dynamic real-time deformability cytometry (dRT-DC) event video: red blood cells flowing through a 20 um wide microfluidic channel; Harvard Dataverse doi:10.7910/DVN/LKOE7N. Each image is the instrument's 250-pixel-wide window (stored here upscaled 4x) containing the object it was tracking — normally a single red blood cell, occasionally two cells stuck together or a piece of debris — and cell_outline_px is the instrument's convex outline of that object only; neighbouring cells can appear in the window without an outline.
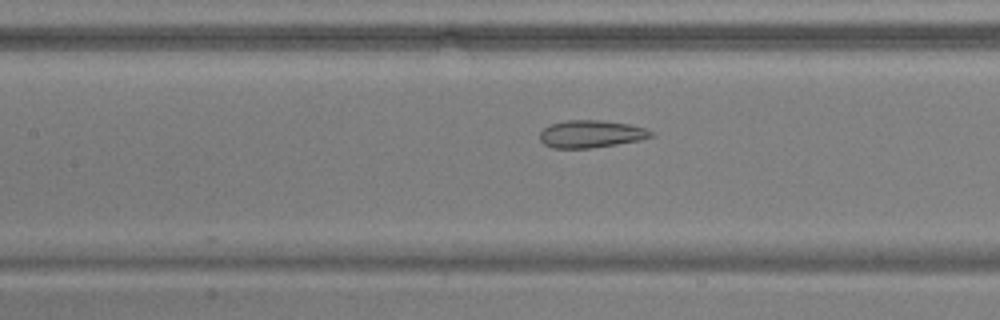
{"species": "common noctule bat (a hibernating species)", "species_latin": "Nyctalus noctula", "temperature_condition": "warm", "stored_images_in_passage": 41, "camera_frame_rate_fps": 3000, "um_per_image_px": 0.085, "animal": {"sex": "male", "body_mass_g": 17.9, "forearm_length_mm": 54.2}, "frame": {"image": 1, "passage_image": 12, "time_ms": 3.667, "image_size_px": [1000, 320], "cell_outline_px": [[652, 136], [640, 140], [592, 148], [552, 148], [544, 144], [540, 140], [540, 132], [548, 124], [564, 120], [600, 120], [628, 124], [644, 128], [652, 132]], "centroid_in_image_um": [50.18, 11.38], "position_along_channel_um": 157.2, "area_um2": 17.74}}
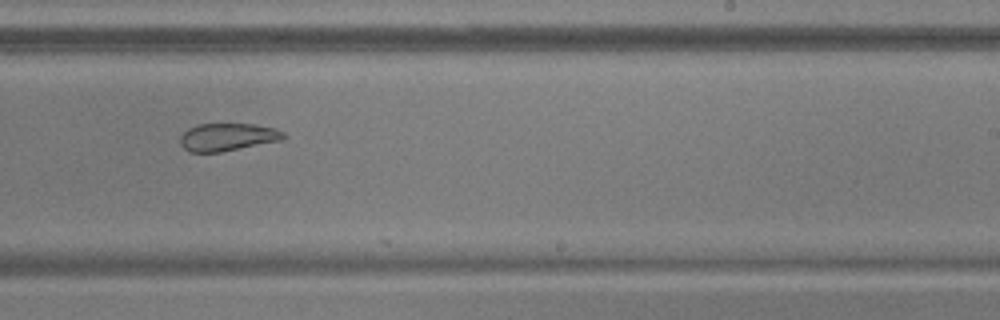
{"frame": {"image": 2, "passage_image": 21, "time_ms": 6.667, "image_size_px": [1000, 320], "cell_outline_px": [[288, 136], [280, 140], [220, 152], [188, 152], [180, 144], [180, 136], [188, 128], [196, 124], [256, 124], [276, 128], [284, 132]], "centroid_in_image_um": [19.33, 11.64], "position_along_channel_um": 269.7, "area_um2": 16.7}}
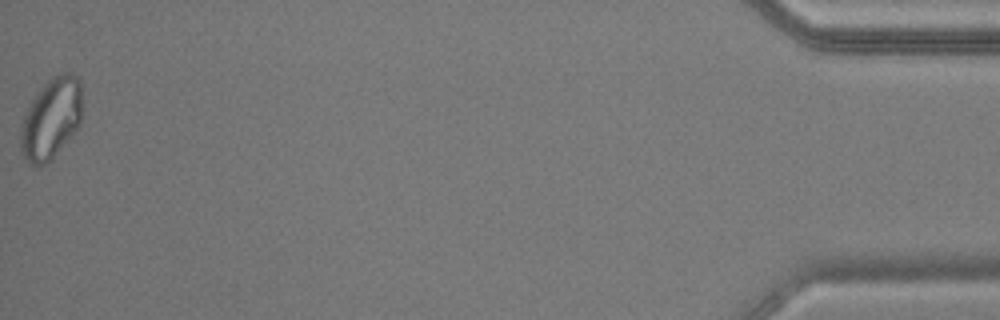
{"frame": {"image": 3, "passage_image": 41, "time_ms": 13.333, "image_size_px": [1000, 320], "cell_outline_px": [[80, 124], [56, 152], [44, 164], [28, 164], [20, 152], [20, 128], [24, 116], [32, 100], [44, 84], [52, 76], [64, 72], [68, 72], [76, 76], [80, 80]], "centroid_in_image_um": [4.31, 10.06], "position_along_channel_um": 430.9, "area_um2": 28.32}, "authors_computed_cell_mechanics": {"area_um2": 19.8254, "velocity_mm_per_s": 3.7648, "shape_relaxation_time_tau1_ms": null, "shape_relaxation_time_tau2_ms": 1.4615, "deformation_change_tau1": null, "deformation_change_tau2": 0.055}}